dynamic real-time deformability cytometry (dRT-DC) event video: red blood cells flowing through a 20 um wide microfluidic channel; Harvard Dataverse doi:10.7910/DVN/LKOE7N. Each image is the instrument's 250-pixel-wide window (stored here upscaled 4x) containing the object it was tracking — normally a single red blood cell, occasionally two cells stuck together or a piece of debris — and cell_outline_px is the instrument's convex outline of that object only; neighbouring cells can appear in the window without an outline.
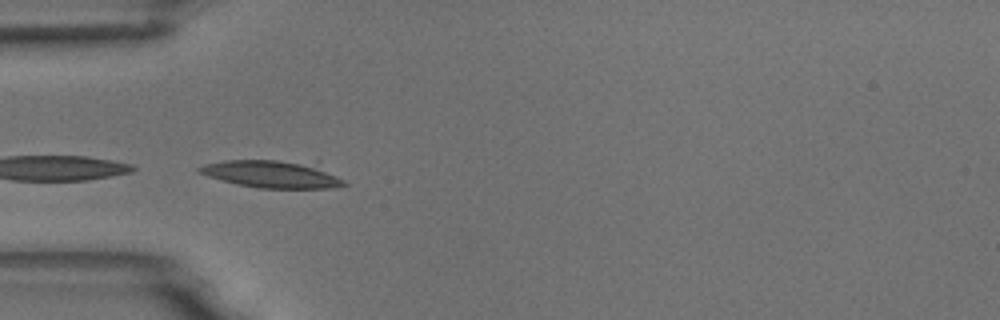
{"species": "common noctule bat (a hibernating species)", "species_latin": "Nyctalus noctula", "temperature_condition": "room temperature", "stored_images_in_passage": 8, "camera_frame_rate_fps": 3000, "um_per_image_px": 0.085, "animal": {"sex": "male", "body_mass_g": 18.8}, "frame": {"image": 1, "passage_image": 5, "time_ms": 1.333, "image_size_px": [1000, 320], "cell_outline_px": [[348, 184], [336, 188], [260, 188], [236, 184], [208, 176], [196, 172], [196, 168], [204, 164], [224, 160], [320, 160], [344, 180]], "centroid_in_image_um": [23.3, 14.76], "position_along_channel_um": 61.7, "area_um2": 24.39}}